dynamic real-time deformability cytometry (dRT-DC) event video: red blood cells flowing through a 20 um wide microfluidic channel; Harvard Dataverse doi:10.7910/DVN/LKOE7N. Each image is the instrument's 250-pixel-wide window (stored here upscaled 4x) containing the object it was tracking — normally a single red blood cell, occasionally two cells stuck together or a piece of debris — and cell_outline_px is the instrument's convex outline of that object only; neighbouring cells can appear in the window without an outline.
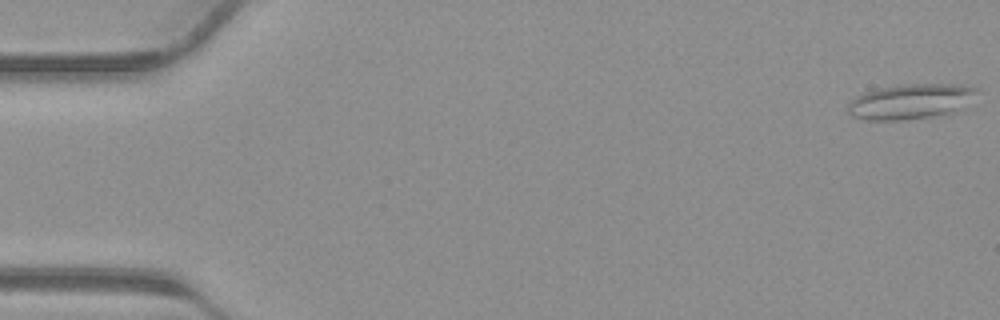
{"species": "common noctule bat (a hibernating species)", "species_latin": "Nyctalus noctula", "temperature_condition": "warm", "stored_images_in_passage": 8, "camera_frame_rate_fps": 3000, "um_per_image_px": 0.085, "animal": {"sex": "male", "body_mass_g": 23.1, "forearm_length_mm": 52.7}, "frame": {"image": 1, "passage_image": 1, "time_ms": 0.0, "image_size_px": [1000, 320], "cell_outline_px": [[980, 92], [952, 112], [944, 116], [904, 120], [868, 120], [852, 116], [848, 112], [848, 100], [864, 92], [876, 88], [908, 84], [964, 84], [980, 88]], "centroid_in_image_um": [77.4, 8.62], "position_along_channel_um": 7.6, "area_um2": 26.76}}